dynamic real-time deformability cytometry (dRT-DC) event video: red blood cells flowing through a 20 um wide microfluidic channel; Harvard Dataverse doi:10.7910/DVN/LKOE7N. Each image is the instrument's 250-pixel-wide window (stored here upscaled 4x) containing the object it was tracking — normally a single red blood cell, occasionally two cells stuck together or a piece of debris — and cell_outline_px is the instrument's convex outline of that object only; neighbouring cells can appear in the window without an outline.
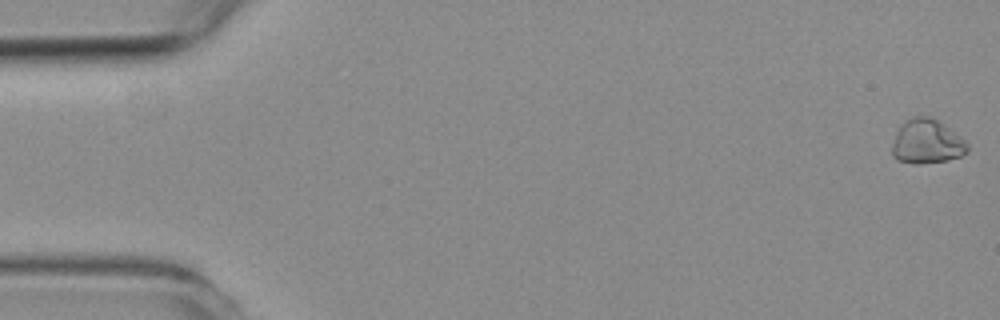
{"species": "common noctule bat (a hibernating species)", "species_latin": "Nyctalus noctula", "temperature_condition": "room temperature", "stored_images_in_passage": 56, "camera_frame_rate_fps": 3000, "um_per_image_px": 0.085, "animal": {"sex": "female", "body_mass_g": 19.3, "forearm_length_mm": 54.1}, "frame": {"image": 1, "passage_image": 1, "time_ms": 0.0, "image_size_px": [1000, 320], "cell_outline_px": [[968, 152], [960, 156], [948, 160], [916, 164], [900, 160], [892, 156], [892, 144], [896, 132], [900, 124], [904, 120], [912, 116], [928, 116], [936, 120], [960, 136], [968, 144]], "centroid_in_image_um": [78.75, 12.03], "position_along_channel_um": 6.2, "area_um2": 19.36}}
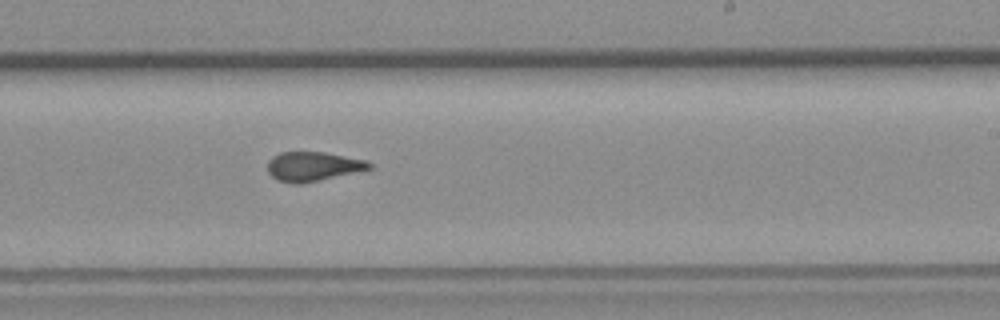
{"frame": {"image": 2, "passage_image": 33, "time_ms": 10.667, "image_size_px": [1000, 320], "cell_outline_px": [[372, 168], [368, 172], [300, 184], [292, 184], [276, 180], [268, 172], [268, 160], [272, 156], [280, 152], [324, 152], [368, 160], [372, 164]], "centroid_in_image_um": [26.7, 14.17], "position_along_channel_um": 262.3, "area_um2": 18.15}}
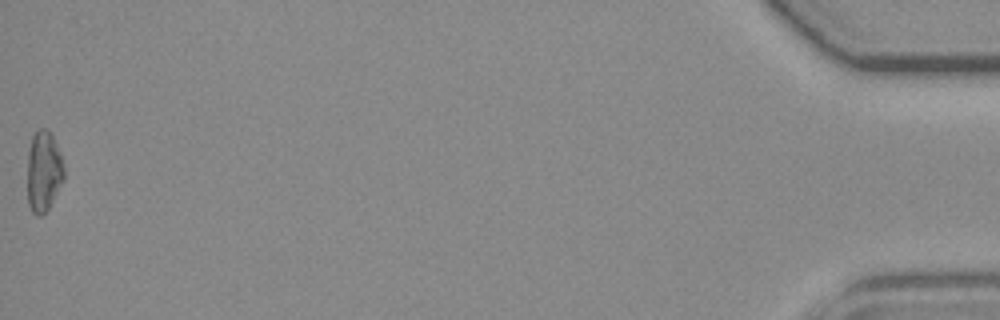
{"frame": {"image": 3, "passage_image": 56, "time_ms": 18.333, "image_size_px": [1000, 320], "cell_outline_px": [[64, 180], [48, 208], [40, 216], [36, 216], [32, 212], [28, 204], [28, 148], [32, 136], [40, 128], [48, 128], [60, 152], [64, 168]], "centroid_in_image_um": [3.71, 14.55], "position_along_channel_um": 431.5, "area_um2": 17.22}, "authors_computed_cell_mechanics": {"area_um2": 17.8891, "velocity_mm_per_s": 3.631, "shape_relaxation_time_tau1_ms": 7.0153, "shape_relaxation_time_tau2_ms": 1.1515, "deformation_change_tau1": 0.1468, "deformation_change_tau2": 0.0711}}